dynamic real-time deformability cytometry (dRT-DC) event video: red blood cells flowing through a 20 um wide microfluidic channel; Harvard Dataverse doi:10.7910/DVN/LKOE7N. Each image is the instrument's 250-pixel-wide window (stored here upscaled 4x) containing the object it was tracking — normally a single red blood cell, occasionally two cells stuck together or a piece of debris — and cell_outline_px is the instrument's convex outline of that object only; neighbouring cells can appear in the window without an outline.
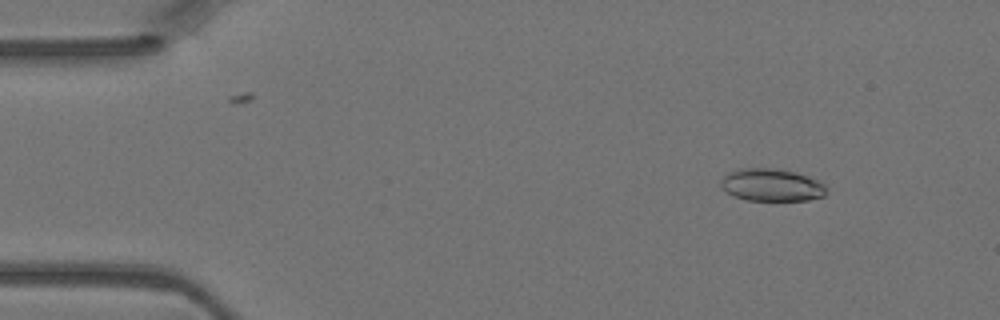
{"species": "Egyptian fruit bat (a non-hibernating species)", "species_latin": "Rousettus aegyptiacus", "temperature_condition": "warm", "stored_images_in_passage": 4, "camera_frame_rate_fps": 3000, "um_per_image_px": 0.085, "animal": {"sex": "female"}, "frame": {"image": 1, "passage_image": 2, "time_ms": 0.333, "image_size_px": [1000, 320], "cell_outline_px": [[824, 196], [808, 200], [748, 200], [736, 196], [728, 192], [720, 184], [720, 180], [728, 172], [740, 168], [776, 168], [796, 172], [820, 180], [824, 184]], "centroid_in_image_um": [65.59, 15.7], "position_along_channel_um": 19.4, "area_um2": 19.88}}